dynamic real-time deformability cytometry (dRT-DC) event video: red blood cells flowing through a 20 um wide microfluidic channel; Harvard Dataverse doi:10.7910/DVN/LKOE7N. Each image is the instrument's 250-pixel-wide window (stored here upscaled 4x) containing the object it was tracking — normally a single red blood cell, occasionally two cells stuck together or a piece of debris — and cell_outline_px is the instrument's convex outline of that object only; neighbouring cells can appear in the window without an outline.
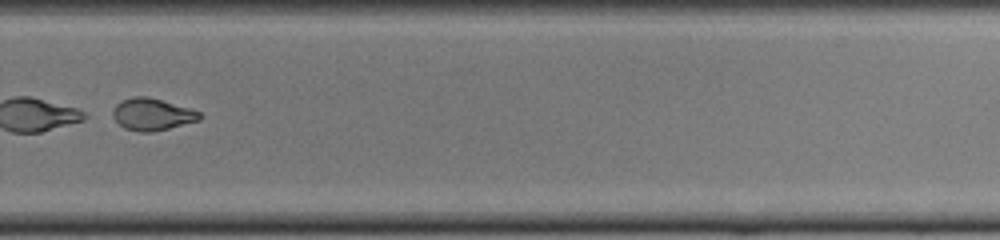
{"species": "common noctule bat (a hibernating species)", "species_latin": "Nyctalus noctula", "temperature_condition": "cold", "stored_images_in_passage": 50, "segment_of_instrument_passage": [2, 2], "camera_frame_rate_fps": 3000, "um_per_image_px": 0.085, "animal": {"sex": "female", "body_mass_g": 22.0, "forearm_length_mm": 56.7}, "frame": {"image": 1, "passage_image": 35, "time_ms": 11.333, "image_size_px": [1000, 240], "cell_outline_px": [[204, 116], [200, 120], [152, 132], [140, 132], [124, 128], [112, 116], [112, 112], [116, 104], [132, 96], [148, 96], [188, 108], [200, 112]], "centroid_in_image_um": [12.94, 9.72], "position_along_channel_um": 316.9, "area_um2": 16.07}}